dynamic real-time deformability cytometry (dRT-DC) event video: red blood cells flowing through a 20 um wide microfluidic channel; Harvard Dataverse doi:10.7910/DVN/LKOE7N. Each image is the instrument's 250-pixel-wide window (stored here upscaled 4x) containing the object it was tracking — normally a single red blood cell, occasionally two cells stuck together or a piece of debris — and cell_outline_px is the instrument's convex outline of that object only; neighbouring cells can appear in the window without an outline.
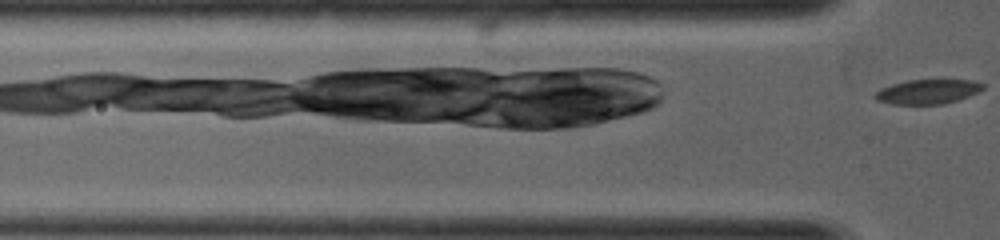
{"species": "common noctule bat (a hibernating species)", "species_latin": "Nyctalus noctula", "temperature_condition": "warm", "stored_images_in_passage": 4, "camera_frame_rate_fps": 5000, "um_per_image_px": 0.085, "animal": {"sex": "female", "body_mass_g": 19.0, "forearm_length_mm": 53.3}, "frame": {"image": 1, "passage_image": 4, "time_ms": 0.6, "image_size_px": [1000, 240], "cell_outline_px": [[984, 88], [968, 96], [944, 104], [892, 104], [876, 100], [872, 96], [880, 88], [892, 84], [908, 80], [976, 80], [984, 84]], "centroid_in_image_um": [78.82, 7.79], "position_along_channel_um": 47.0, "area_um2": 15.37}}